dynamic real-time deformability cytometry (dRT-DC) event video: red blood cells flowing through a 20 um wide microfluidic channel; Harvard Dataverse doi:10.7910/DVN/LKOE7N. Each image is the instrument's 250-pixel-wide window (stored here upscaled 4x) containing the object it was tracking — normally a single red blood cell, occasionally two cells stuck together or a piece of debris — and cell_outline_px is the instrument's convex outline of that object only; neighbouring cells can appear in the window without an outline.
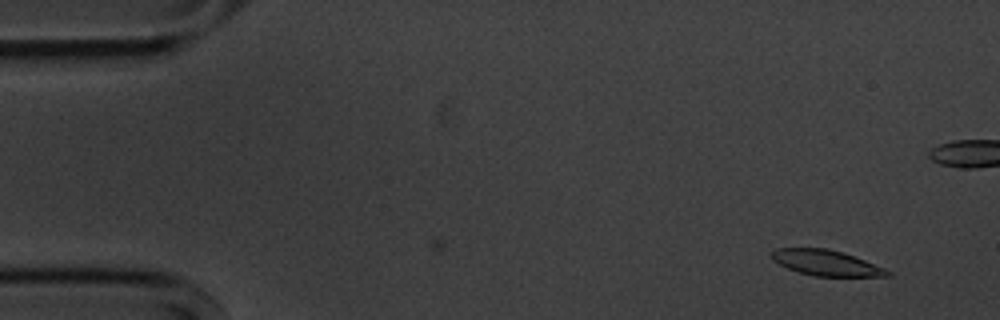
{"species": "common noctule bat (a hibernating species)", "species_latin": "Nyctalus noctula", "temperature_condition": "cold", "stored_images_in_passage": 51, "camera_frame_rate_fps": 3000, "um_per_image_px": 0.085, "animal": {"sex": "male", "body_mass_g": 20.1, "forearm_length_mm": 53.5}, "frame": {"image": 1, "passage_image": 1, "time_ms": 0.0, "image_size_px": [1000, 320], "cell_outline_px": [[892, 276], [816, 276], [800, 272], [788, 268], [772, 260], [772, 252], [776, 248], [828, 248], [844, 252], [884, 268], [892, 272]], "centroid_in_image_um": [70.24, 22.33], "position_along_channel_um": 14.8, "area_um2": 17.11}}
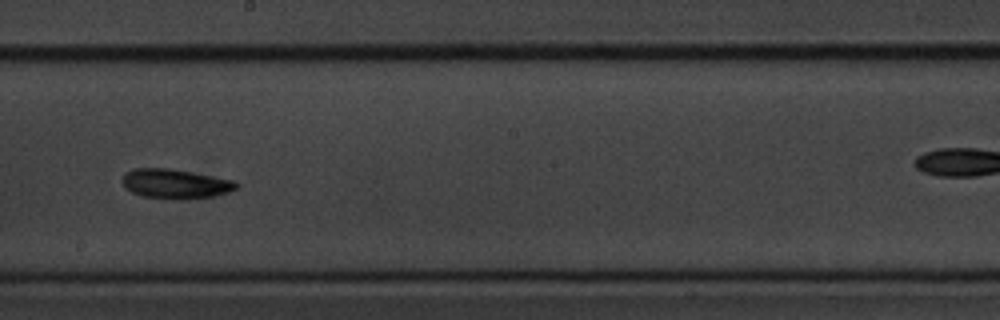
{"frame": {"image": 2, "passage_image": 28, "time_ms": 9.0, "image_size_px": [1000, 320], "cell_outline_px": [[240, 184], [236, 188], [228, 192], [216, 196], [184, 200], [172, 200], [140, 196], [124, 188], [124, 172], [136, 168], [168, 168], [236, 180]], "centroid_in_image_um": [14.93, 15.64], "position_along_channel_um": 233.3, "area_um2": 19.94}}
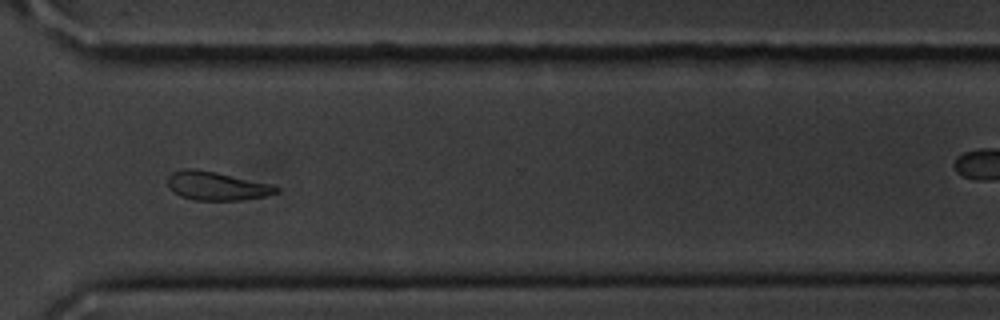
{"frame": {"image": 3, "passage_image": 38, "time_ms": 12.333, "image_size_px": [1000, 320], "cell_outline_px": [[280, 192], [264, 196], [240, 200], [192, 200], [180, 196], [172, 192], [168, 188], [168, 176], [172, 172], [184, 168], [196, 168], [216, 172], [268, 184], [280, 188]], "centroid_in_image_um": [18.34, 15.8], "position_along_channel_um": 352.3, "area_um2": 18.09}, "authors_computed_cell_mechanics": {"area_um2": 18.207, "velocity_mm_per_s": 3.5731, "shape_relaxation_time_tau1_ms": 2.2833, "shape_relaxation_time_tau2_ms": 7.1066, "deformation_change_tau1": 0.0905, "deformation_change_tau2": 0.1474}}